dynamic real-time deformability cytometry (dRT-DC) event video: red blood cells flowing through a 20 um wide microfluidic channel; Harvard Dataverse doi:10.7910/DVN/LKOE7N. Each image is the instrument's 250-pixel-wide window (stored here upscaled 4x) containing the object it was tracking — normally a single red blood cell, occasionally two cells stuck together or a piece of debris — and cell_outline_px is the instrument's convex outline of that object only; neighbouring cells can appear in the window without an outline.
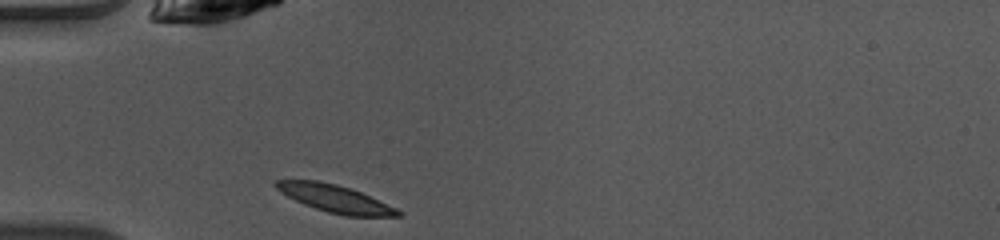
{"species": "common noctule bat (a hibernating species)", "species_latin": "Nyctalus noctula", "temperature_condition": "warm", "stored_images_in_passage": 35, "camera_frame_rate_fps": 3000, "um_per_image_px": 0.085, "animal": {"sex": "female", "body_mass_g": 10.0, "forearm_length_mm": 53.1}, "frame": {"image": 1, "passage_image": 1, "time_ms": 0.0, "image_size_px": [1000, 240], "cell_outline_px": [[404, 212], [400, 216], [344, 216], [328, 212], [304, 204], [280, 192], [276, 188], [276, 180], [316, 180], [336, 184], [360, 192], [396, 208]], "centroid_in_image_um": [28.5, 16.89], "position_along_channel_um": 56.5, "area_um2": 19.13}}
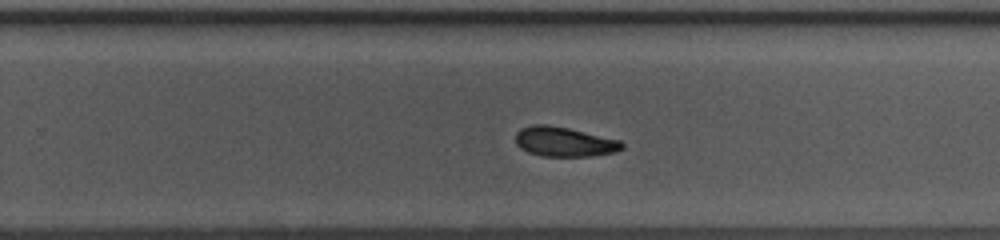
{"frame": {"image": 2, "passage_image": 18, "time_ms": 5.667, "image_size_px": [1000, 240], "cell_outline_px": [[624, 148], [616, 152], [592, 156], [540, 156], [528, 152], [520, 148], [516, 144], [516, 132], [520, 128], [532, 124], [548, 124], [568, 128], [620, 140], [624, 144]], "centroid_in_image_um": [47.95, 12.05], "position_along_channel_um": 281.9, "area_um2": 18.55}}
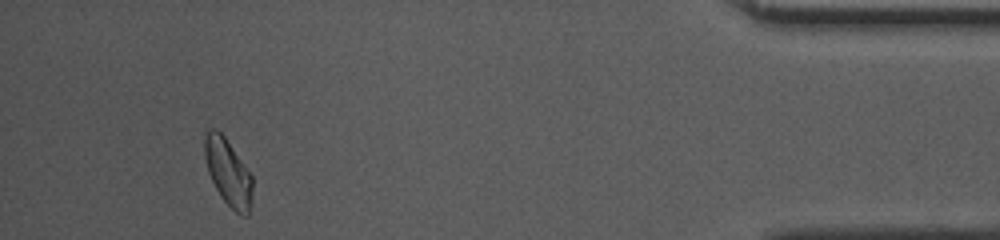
{"frame": {"image": 3, "passage_image": 32, "time_ms": 10.333, "image_size_px": [1000, 240], "cell_outline_px": [[252, 200], [248, 216], [244, 216], [236, 212], [220, 196], [208, 172], [204, 156], [204, 136], [212, 128], [216, 128], [224, 136], [252, 176]], "centroid_in_image_um": [19.38, 14.66], "position_along_channel_um": 415.8, "area_um2": 18.38}, "authors_computed_cell_mechanics": {"area_um2": 18.8428, "velocity_mm_per_s": 4.1038, "shape_relaxation_time_tau1_ms": 3.1599, "shape_relaxation_time_tau2_ms": null, "deformation_change_tau1": 0.1162, "deformation_change_tau2": null}}